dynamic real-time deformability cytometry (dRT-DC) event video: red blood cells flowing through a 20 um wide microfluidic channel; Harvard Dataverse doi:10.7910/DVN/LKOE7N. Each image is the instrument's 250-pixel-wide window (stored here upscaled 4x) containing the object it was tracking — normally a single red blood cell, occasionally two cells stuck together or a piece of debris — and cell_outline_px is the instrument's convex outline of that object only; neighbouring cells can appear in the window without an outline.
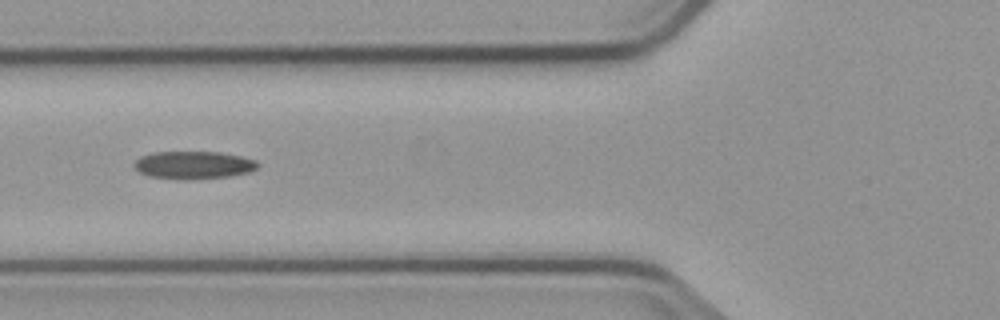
{"species": "common noctule bat (a hibernating species)", "species_latin": "Nyctalus noctula", "temperature_condition": "cold", "stored_images_in_passage": 6, "camera_frame_rate_fps": 3000, "um_per_image_px": 0.085, "animal": {"sex": "male", "body_mass_g": 23.1, "forearm_length_mm": 52.7}, "frame": {"image": 1, "passage_image": 4, "time_ms": 3.667, "image_size_px": [1000, 320], "cell_outline_px": [[260, 164], [256, 168], [248, 172], [232, 176], [192, 180], [180, 180], [148, 176], [140, 172], [132, 164], [140, 156], [152, 152], [220, 152], [240, 156], [256, 160]], "centroid_in_image_um": [16.44, 14.04], "position_along_channel_um": 109.4, "area_um2": 20.23}}
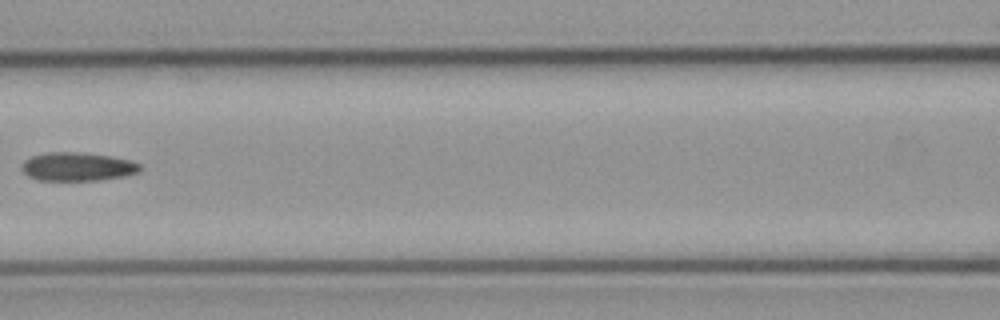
{"frame": {"image": 2, "passage_image": 5, "time_ms": 5.0, "image_size_px": [1000, 320], "cell_outline_px": [[140, 172], [124, 176], [100, 180], [36, 180], [28, 176], [20, 168], [20, 164], [24, 160], [32, 156], [48, 152], [80, 152], [108, 156], [128, 160], [140, 164]], "centroid_in_image_um": [6.54, 14.17], "position_along_channel_um": 160.1, "area_um2": 19.65}}
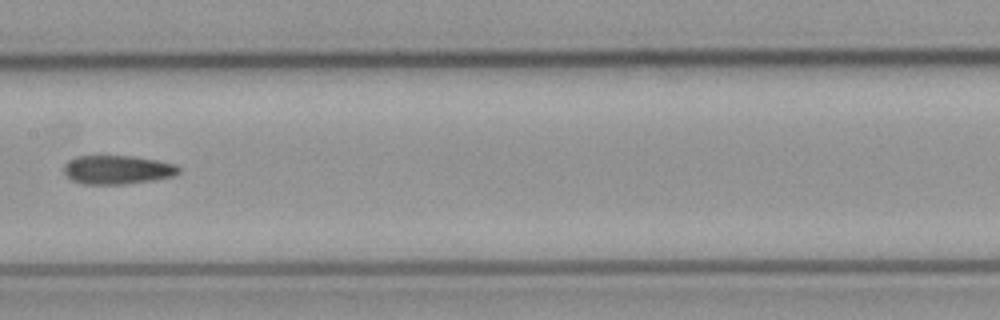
{"frame": {"image": 3, "passage_image": 6, "time_ms": 6.0, "image_size_px": [1000, 320], "cell_outline_px": [[180, 172], [172, 176], [152, 180], [124, 184], [84, 184], [72, 180], [64, 172], [64, 164], [68, 160], [76, 156], [132, 156], [156, 160], [176, 164], [180, 168]], "centroid_in_image_um": [9.97, 14.42], "position_along_channel_um": 197.4, "area_um2": 19.19}}